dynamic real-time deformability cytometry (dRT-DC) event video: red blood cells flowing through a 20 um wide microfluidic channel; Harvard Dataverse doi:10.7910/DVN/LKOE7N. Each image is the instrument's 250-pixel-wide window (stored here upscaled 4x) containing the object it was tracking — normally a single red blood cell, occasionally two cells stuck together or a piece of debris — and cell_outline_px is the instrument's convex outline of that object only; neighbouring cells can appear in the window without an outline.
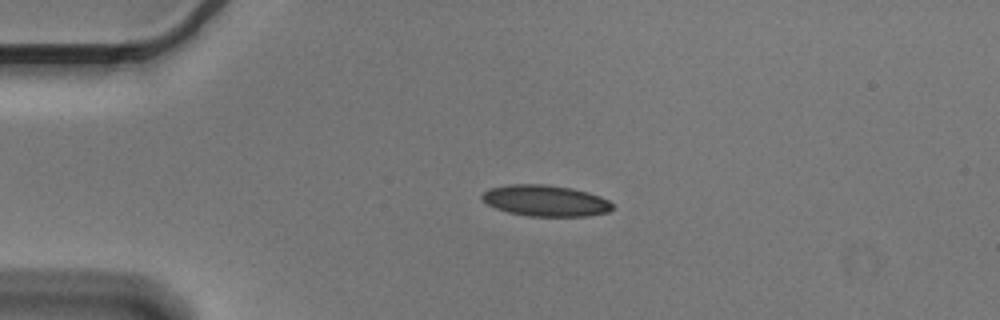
{"species": "Egyptian fruit bat (a non-hibernating species)", "species_latin": "Rousettus aegyptiacus", "temperature_condition": "cold", "stored_images_in_passage": 4, "camera_frame_rate_fps": 3000, "um_per_image_px": 0.085, "animal": {"sex": "male"}, "frame": {"image": 1, "passage_image": 3, "time_ms": 0.667, "image_size_px": [1000, 320], "cell_outline_px": [[616, 208], [608, 212], [588, 216], [528, 216], [508, 212], [496, 208], [488, 204], [480, 196], [488, 188], [508, 184], [544, 184], [572, 188], [588, 192], [600, 196], [616, 204]], "centroid_in_image_um": [46.41, 17.05], "position_along_channel_um": 38.6, "area_um2": 23.93}}